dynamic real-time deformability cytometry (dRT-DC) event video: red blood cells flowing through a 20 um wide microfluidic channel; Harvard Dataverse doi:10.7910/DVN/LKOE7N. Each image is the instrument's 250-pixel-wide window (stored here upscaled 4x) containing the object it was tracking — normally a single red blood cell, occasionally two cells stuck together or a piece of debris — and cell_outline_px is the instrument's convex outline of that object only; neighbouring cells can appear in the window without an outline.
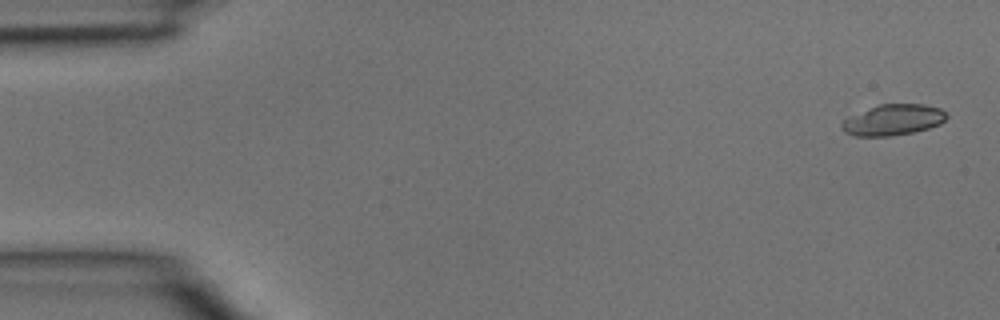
{"species": "common noctule bat (a hibernating species)", "species_latin": "Nyctalus noctula", "temperature_condition": "room temperature", "stored_images_in_passage": 3, "camera_frame_rate_fps": 3000, "um_per_image_px": 0.085, "animal": {"sex": "male", "body_mass_g": 15.6}, "frame": {"image": 1, "passage_image": 1, "time_ms": 0.0, "image_size_px": [1000, 320], "cell_outline_px": [[948, 116], [940, 124], [928, 128], [912, 132], [892, 136], [856, 136], [844, 132], [840, 124], [848, 116], [880, 104], [924, 104], [940, 108], [948, 112]], "centroid_in_image_um": [75.92, 10.18], "position_along_channel_um": 9.1, "area_um2": 18.9}}